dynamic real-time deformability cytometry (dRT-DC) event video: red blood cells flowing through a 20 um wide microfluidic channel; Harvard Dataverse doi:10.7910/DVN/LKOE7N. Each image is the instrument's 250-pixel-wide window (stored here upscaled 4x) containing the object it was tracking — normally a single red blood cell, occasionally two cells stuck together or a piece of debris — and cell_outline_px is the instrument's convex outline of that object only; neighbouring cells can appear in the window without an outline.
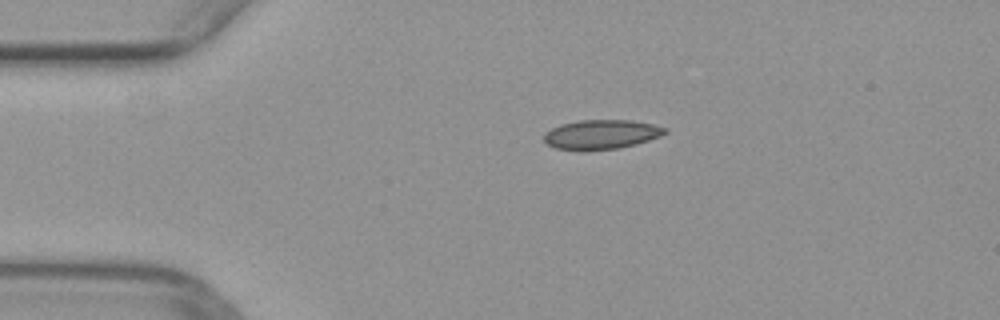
{"species": "common noctule bat (a hibernating species)", "species_latin": "Nyctalus noctula", "temperature_condition": "warm", "stored_images_in_passage": 41, "camera_frame_rate_fps": 3000, "um_per_image_px": 0.085, "animal": {"sex": "female", "body_mass_g": 29.2, "forearm_length_mm": 56.3}, "frame": {"image": 1, "passage_image": 1, "time_ms": 0.0, "image_size_px": [1000, 320], "cell_outline_px": [[668, 132], [660, 136], [636, 144], [616, 148], [584, 152], [556, 148], [548, 144], [544, 140], [544, 132], [560, 124], [580, 120], [632, 120], [652, 124], [668, 128]], "centroid_in_image_um": [51.09, 11.43], "position_along_channel_um": 33.9, "area_um2": 20.98}}
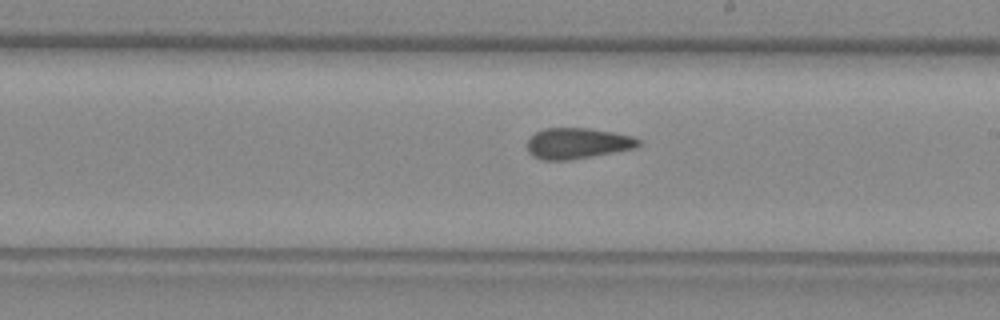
{"frame": {"image": 2, "passage_image": 19, "time_ms": 6.0, "image_size_px": [1000, 320], "cell_outline_px": [[640, 144], [636, 148], [592, 156], [568, 160], [544, 160], [532, 156], [528, 152], [528, 140], [536, 132], [544, 128], [588, 128], [612, 132], [632, 136], [640, 140]], "centroid_in_image_um": [49.08, 12.18], "position_along_channel_um": 239.9, "area_um2": 19.88}}
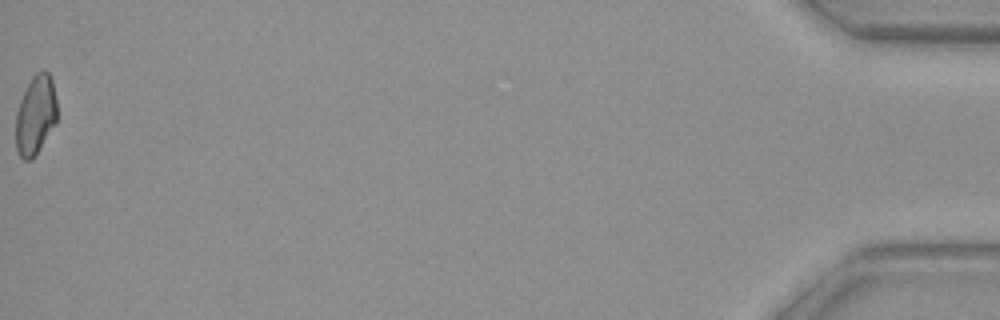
{"frame": {"image": 3, "passage_image": 41, "time_ms": 13.333, "image_size_px": [1000, 320], "cell_outline_px": [[56, 124], [32, 160], [24, 160], [20, 156], [16, 148], [16, 112], [20, 100], [32, 76], [36, 72], [44, 68], [48, 72], [52, 80], [56, 100]], "centroid_in_image_um": [3.02, 9.77], "position_along_channel_um": 432.2, "area_um2": 19.13}}